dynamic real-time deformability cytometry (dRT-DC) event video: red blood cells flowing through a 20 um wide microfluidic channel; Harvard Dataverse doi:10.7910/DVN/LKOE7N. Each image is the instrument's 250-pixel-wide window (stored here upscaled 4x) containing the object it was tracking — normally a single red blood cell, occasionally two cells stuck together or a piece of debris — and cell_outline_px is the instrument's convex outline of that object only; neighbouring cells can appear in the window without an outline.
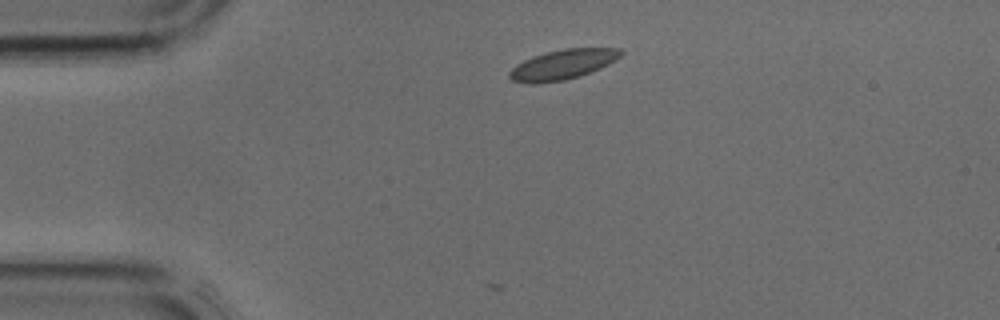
{"species": "common noctule bat (a hibernating species)", "species_latin": "Nyctalus noctula", "temperature_condition": "cold", "stored_images_in_passage": 35, "camera_frame_rate_fps": 3000, "um_per_image_px": 0.085, "animal": {"sex": "male", "body_mass_g": 17.9, "forearm_length_mm": 54.2}, "frame": {"image": 1, "passage_image": 1, "time_ms": 0.0, "image_size_px": [1000, 320], "cell_outline_px": [[624, 52], [616, 60], [600, 68], [580, 76], [564, 80], [536, 84], [528, 84], [512, 80], [508, 76], [508, 72], [516, 64], [532, 56], [564, 48], [620, 48]], "centroid_in_image_um": [47.81, 5.49], "position_along_channel_um": 37.2, "area_um2": 19.48}}
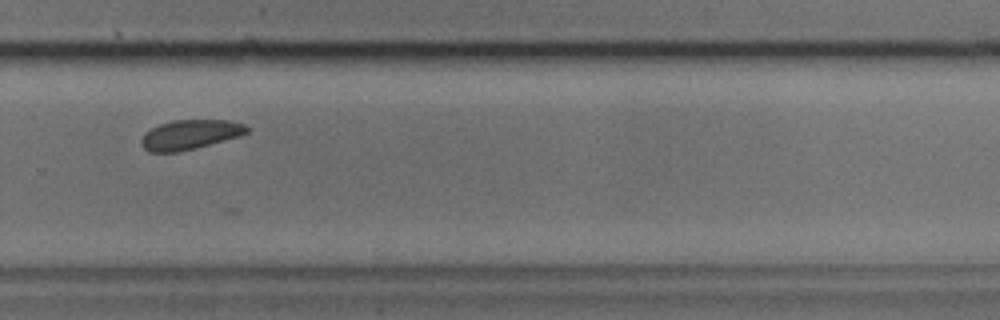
{"frame": {"image": 2, "passage_image": 21, "time_ms": 6.667, "image_size_px": [1000, 320], "cell_outline_px": [[248, 132], [240, 136], [196, 148], [176, 152], [148, 152], [140, 144], [140, 140], [152, 128], [160, 124], [176, 120], [228, 120], [244, 124], [248, 128]], "centroid_in_image_um": [16.16, 11.45], "position_along_channel_um": 313.6, "area_um2": 18.03}}
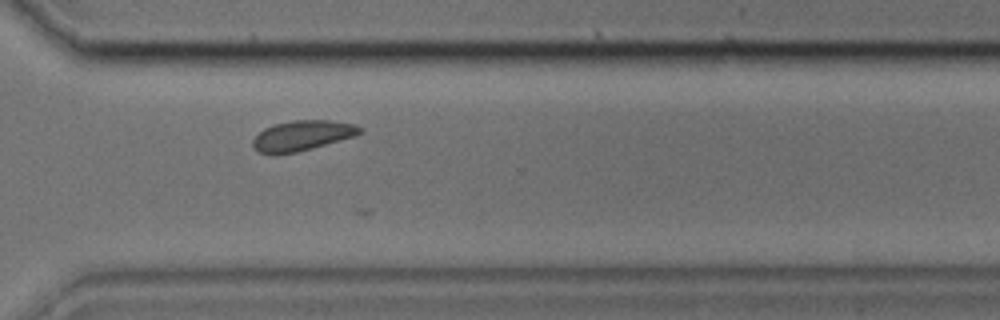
{"frame": {"image": 3, "passage_image": 23, "time_ms": 7.333, "image_size_px": [1000, 320], "cell_outline_px": [[364, 132], [356, 136], [312, 148], [296, 152], [272, 156], [256, 152], [252, 148], [252, 140], [264, 128], [276, 124], [292, 120], [332, 120], [352, 124], [364, 128]], "centroid_in_image_um": [25.67, 11.55], "position_along_channel_um": 344.9, "area_um2": 19.19}}